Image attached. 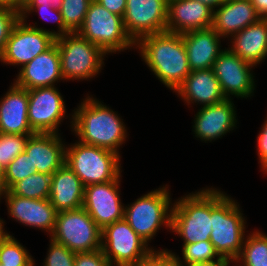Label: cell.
Returning a JSON list of instances; mask_svg holds the SVG:
<instances>
[{
	"label": "cell",
	"mask_w": 267,
	"mask_h": 266,
	"mask_svg": "<svg viewBox=\"0 0 267 266\" xmlns=\"http://www.w3.org/2000/svg\"><path fill=\"white\" fill-rule=\"evenodd\" d=\"M7 191L5 166L0 162V200Z\"/></svg>",
	"instance_id": "cell-43"
},
{
	"label": "cell",
	"mask_w": 267,
	"mask_h": 266,
	"mask_svg": "<svg viewBox=\"0 0 267 266\" xmlns=\"http://www.w3.org/2000/svg\"><path fill=\"white\" fill-rule=\"evenodd\" d=\"M121 157L105 148L76 140L66 145L65 164L79 177L84 187L105 183L121 176Z\"/></svg>",
	"instance_id": "cell-5"
},
{
	"label": "cell",
	"mask_w": 267,
	"mask_h": 266,
	"mask_svg": "<svg viewBox=\"0 0 267 266\" xmlns=\"http://www.w3.org/2000/svg\"><path fill=\"white\" fill-rule=\"evenodd\" d=\"M175 93L188 106L194 103L196 106L213 105L226 99L212 68L191 71Z\"/></svg>",
	"instance_id": "cell-24"
},
{
	"label": "cell",
	"mask_w": 267,
	"mask_h": 266,
	"mask_svg": "<svg viewBox=\"0 0 267 266\" xmlns=\"http://www.w3.org/2000/svg\"><path fill=\"white\" fill-rule=\"evenodd\" d=\"M213 11L196 0H168L166 31L183 34L211 28Z\"/></svg>",
	"instance_id": "cell-20"
},
{
	"label": "cell",
	"mask_w": 267,
	"mask_h": 266,
	"mask_svg": "<svg viewBox=\"0 0 267 266\" xmlns=\"http://www.w3.org/2000/svg\"><path fill=\"white\" fill-rule=\"evenodd\" d=\"M28 0H16V9H20L27 3Z\"/></svg>",
	"instance_id": "cell-48"
},
{
	"label": "cell",
	"mask_w": 267,
	"mask_h": 266,
	"mask_svg": "<svg viewBox=\"0 0 267 266\" xmlns=\"http://www.w3.org/2000/svg\"><path fill=\"white\" fill-rule=\"evenodd\" d=\"M66 113L65 101L56 86L28 90V121L35 133L59 134Z\"/></svg>",
	"instance_id": "cell-12"
},
{
	"label": "cell",
	"mask_w": 267,
	"mask_h": 266,
	"mask_svg": "<svg viewBox=\"0 0 267 266\" xmlns=\"http://www.w3.org/2000/svg\"><path fill=\"white\" fill-rule=\"evenodd\" d=\"M0 263L5 266H35L28 250L11 234L0 237Z\"/></svg>",
	"instance_id": "cell-29"
},
{
	"label": "cell",
	"mask_w": 267,
	"mask_h": 266,
	"mask_svg": "<svg viewBox=\"0 0 267 266\" xmlns=\"http://www.w3.org/2000/svg\"><path fill=\"white\" fill-rule=\"evenodd\" d=\"M169 185L161 186L124 206V219L148 245L164 226L171 230L172 199Z\"/></svg>",
	"instance_id": "cell-6"
},
{
	"label": "cell",
	"mask_w": 267,
	"mask_h": 266,
	"mask_svg": "<svg viewBox=\"0 0 267 266\" xmlns=\"http://www.w3.org/2000/svg\"><path fill=\"white\" fill-rule=\"evenodd\" d=\"M261 18H267V0H250Z\"/></svg>",
	"instance_id": "cell-42"
},
{
	"label": "cell",
	"mask_w": 267,
	"mask_h": 266,
	"mask_svg": "<svg viewBox=\"0 0 267 266\" xmlns=\"http://www.w3.org/2000/svg\"><path fill=\"white\" fill-rule=\"evenodd\" d=\"M7 204L8 215L18 223L52 235L57 211L49 199H29L13 195L9 190L1 197Z\"/></svg>",
	"instance_id": "cell-16"
},
{
	"label": "cell",
	"mask_w": 267,
	"mask_h": 266,
	"mask_svg": "<svg viewBox=\"0 0 267 266\" xmlns=\"http://www.w3.org/2000/svg\"><path fill=\"white\" fill-rule=\"evenodd\" d=\"M170 232L180 236L183 244L210 241L211 187L185 194L173 203Z\"/></svg>",
	"instance_id": "cell-4"
},
{
	"label": "cell",
	"mask_w": 267,
	"mask_h": 266,
	"mask_svg": "<svg viewBox=\"0 0 267 266\" xmlns=\"http://www.w3.org/2000/svg\"><path fill=\"white\" fill-rule=\"evenodd\" d=\"M64 81L61 74L60 56L57 44L54 43L45 52L37 55L19 69L14 83L27 90L37 87H51Z\"/></svg>",
	"instance_id": "cell-18"
},
{
	"label": "cell",
	"mask_w": 267,
	"mask_h": 266,
	"mask_svg": "<svg viewBox=\"0 0 267 266\" xmlns=\"http://www.w3.org/2000/svg\"><path fill=\"white\" fill-rule=\"evenodd\" d=\"M49 200L57 212L83 206L84 185L66 164L52 174Z\"/></svg>",
	"instance_id": "cell-26"
},
{
	"label": "cell",
	"mask_w": 267,
	"mask_h": 266,
	"mask_svg": "<svg viewBox=\"0 0 267 266\" xmlns=\"http://www.w3.org/2000/svg\"><path fill=\"white\" fill-rule=\"evenodd\" d=\"M248 234L245 237L240 254L233 263L236 266H267L266 233L254 230Z\"/></svg>",
	"instance_id": "cell-27"
},
{
	"label": "cell",
	"mask_w": 267,
	"mask_h": 266,
	"mask_svg": "<svg viewBox=\"0 0 267 266\" xmlns=\"http://www.w3.org/2000/svg\"><path fill=\"white\" fill-rule=\"evenodd\" d=\"M168 0H126L123 24L136 43L141 37L166 31Z\"/></svg>",
	"instance_id": "cell-14"
},
{
	"label": "cell",
	"mask_w": 267,
	"mask_h": 266,
	"mask_svg": "<svg viewBox=\"0 0 267 266\" xmlns=\"http://www.w3.org/2000/svg\"><path fill=\"white\" fill-rule=\"evenodd\" d=\"M135 49H139L149 70L173 93L191 72L181 34L168 31L149 34L135 43Z\"/></svg>",
	"instance_id": "cell-2"
},
{
	"label": "cell",
	"mask_w": 267,
	"mask_h": 266,
	"mask_svg": "<svg viewBox=\"0 0 267 266\" xmlns=\"http://www.w3.org/2000/svg\"><path fill=\"white\" fill-rule=\"evenodd\" d=\"M52 175L35 172L15 183L9 191L29 199H49Z\"/></svg>",
	"instance_id": "cell-28"
},
{
	"label": "cell",
	"mask_w": 267,
	"mask_h": 266,
	"mask_svg": "<svg viewBox=\"0 0 267 266\" xmlns=\"http://www.w3.org/2000/svg\"><path fill=\"white\" fill-rule=\"evenodd\" d=\"M108 11L123 17L126 9V0H95Z\"/></svg>",
	"instance_id": "cell-40"
},
{
	"label": "cell",
	"mask_w": 267,
	"mask_h": 266,
	"mask_svg": "<svg viewBox=\"0 0 267 266\" xmlns=\"http://www.w3.org/2000/svg\"><path fill=\"white\" fill-rule=\"evenodd\" d=\"M229 40L233 53L254 66L260 65L267 57V18H260Z\"/></svg>",
	"instance_id": "cell-25"
},
{
	"label": "cell",
	"mask_w": 267,
	"mask_h": 266,
	"mask_svg": "<svg viewBox=\"0 0 267 266\" xmlns=\"http://www.w3.org/2000/svg\"><path fill=\"white\" fill-rule=\"evenodd\" d=\"M182 246V257H179L175 252L166 248L159 249L158 251H166L167 253L174 255L182 266H190L221 258L210 241L194 242L192 244H183Z\"/></svg>",
	"instance_id": "cell-30"
},
{
	"label": "cell",
	"mask_w": 267,
	"mask_h": 266,
	"mask_svg": "<svg viewBox=\"0 0 267 266\" xmlns=\"http://www.w3.org/2000/svg\"><path fill=\"white\" fill-rule=\"evenodd\" d=\"M253 68H255L254 65L242 60L225 47L213 63L212 70L226 99L234 96L242 100L254 95L256 85Z\"/></svg>",
	"instance_id": "cell-13"
},
{
	"label": "cell",
	"mask_w": 267,
	"mask_h": 266,
	"mask_svg": "<svg viewBox=\"0 0 267 266\" xmlns=\"http://www.w3.org/2000/svg\"><path fill=\"white\" fill-rule=\"evenodd\" d=\"M261 130L257 136V154L259 158V162L261 165V171H263L264 175L267 174V118L263 125H261Z\"/></svg>",
	"instance_id": "cell-38"
},
{
	"label": "cell",
	"mask_w": 267,
	"mask_h": 266,
	"mask_svg": "<svg viewBox=\"0 0 267 266\" xmlns=\"http://www.w3.org/2000/svg\"><path fill=\"white\" fill-rule=\"evenodd\" d=\"M77 33L107 55L135 49V42L125 30L123 17L108 11L95 0L90 3L84 23Z\"/></svg>",
	"instance_id": "cell-8"
},
{
	"label": "cell",
	"mask_w": 267,
	"mask_h": 266,
	"mask_svg": "<svg viewBox=\"0 0 267 266\" xmlns=\"http://www.w3.org/2000/svg\"><path fill=\"white\" fill-rule=\"evenodd\" d=\"M101 250L112 266L140 264L158 251L149 247L124 218L102 229Z\"/></svg>",
	"instance_id": "cell-10"
},
{
	"label": "cell",
	"mask_w": 267,
	"mask_h": 266,
	"mask_svg": "<svg viewBox=\"0 0 267 266\" xmlns=\"http://www.w3.org/2000/svg\"><path fill=\"white\" fill-rule=\"evenodd\" d=\"M82 100L69 117L71 131L77 135L79 142L105 148L121 156L119 149L128 138L121 116L92 95L88 94Z\"/></svg>",
	"instance_id": "cell-1"
},
{
	"label": "cell",
	"mask_w": 267,
	"mask_h": 266,
	"mask_svg": "<svg viewBox=\"0 0 267 266\" xmlns=\"http://www.w3.org/2000/svg\"><path fill=\"white\" fill-rule=\"evenodd\" d=\"M261 16L250 0H225L213 11L212 29L224 40L231 38Z\"/></svg>",
	"instance_id": "cell-21"
},
{
	"label": "cell",
	"mask_w": 267,
	"mask_h": 266,
	"mask_svg": "<svg viewBox=\"0 0 267 266\" xmlns=\"http://www.w3.org/2000/svg\"><path fill=\"white\" fill-rule=\"evenodd\" d=\"M47 256L43 266H74L76 253L66 246L56 243L50 238Z\"/></svg>",
	"instance_id": "cell-35"
},
{
	"label": "cell",
	"mask_w": 267,
	"mask_h": 266,
	"mask_svg": "<svg viewBox=\"0 0 267 266\" xmlns=\"http://www.w3.org/2000/svg\"><path fill=\"white\" fill-rule=\"evenodd\" d=\"M33 134L0 133V162L6 167L17 155L24 152L27 140Z\"/></svg>",
	"instance_id": "cell-32"
},
{
	"label": "cell",
	"mask_w": 267,
	"mask_h": 266,
	"mask_svg": "<svg viewBox=\"0 0 267 266\" xmlns=\"http://www.w3.org/2000/svg\"><path fill=\"white\" fill-rule=\"evenodd\" d=\"M243 215L237 201L225 192L211 187L210 242L218 255L230 263L240 254L246 237V218Z\"/></svg>",
	"instance_id": "cell-3"
},
{
	"label": "cell",
	"mask_w": 267,
	"mask_h": 266,
	"mask_svg": "<svg viewBox=\"0 0 267 266\" xmlns=\"http://www.w3.org/2000/svg\"><path fill=\"white\" fill-rule=\"evenodd\" d=\"M105 183L91 184L84 187L83 208L103 229L106 225L124 218V205L121 202V178Z\"/></svg>",
	"instance_id": "cell-15"
},
{
	"label": "cell",
	"mask_w": 267,
	"mask_h": 266,
	"mask_svg": "<svg viewBox=\"0 0 267 266\" xmlns=\"http://www.w3.org/2000/svg\"><path fill=\"white\" fill-rule=\"evenodd\" d=\"M40 13L42 19L47 22L57 23V31H54V37L58 38L60 36H64L66 34L72 33L66 26L63 21L62 14L59 9L53 7H42L41 6H23L20 9V19L26 20L27 17L30 16L31 13Z\"/></svg>",
	"instance_id": "cell-33"
},
{
	"label": "cell",
	"mask_w": 267,
	"mask_h": 266,
	"mask_svg": "<svg viewBox=\"0 0 267 266\" xmlns=\"http://www.w3.org/2000/svg\"><path fill=\"white\" fill-rule=\"evenodd\" d=\"M233 98L225 99L213 105L201 106L198 109L193 124L194 136L201 141L218 140L234 130L237 126V113ZM237 118V119H236Z\"/></svg>",
	"instance_id": "cell-17"
},
{
	"label": "cell",
	"mask_w": 267,
	"mask_h": 266,
	"mask_svg": "<svg viewBox=\"0 0 267 266\" xmlns=\"http://www.w3.org/2000/svg\"><path fill=\"white\" fill-rule=\"evenodd\" d=\"M151 266H182L174 255L166 251H155L151 255Z\"/></svg>",
	"instance_id": "cell-39"
},
{
	"label": "cell",
	"mask_w": 267,
	"mask_h": 266,
	"mask_svg": "<svg viewBox=\"0 0 267 266\" xmlns=\"http://www.w3.org/2000/svg\"><path fill=\"white\" fill-rule=\"evenodd\" d=\"M55 43L64 81H88L99 75L104 68L106 53L77 32L60 36L55 39Z\"/></svg>",
	"instance_id": "cell-7"
},
{
	"label": "cell",
	"mask_w": 267,
	"mask_h": 266,
	"mask_svg": "<svg viewBox=\"0 0 267 266\" xmlns=\"http://www.w3.org/2000/svg\"><path fill=\"white\" fill-rule=\"evenodd\" d=\"M28 154L24 151L17 155L6 167V183L9 190L15 183L34 174Z\"/></svg>",
	"instance_id": "cell-34"
},
{
	"label": "cell",
	"mask_w": 267,
	"mask_h": 266,
	"mask_svg": "<svg viewBox=\"0 0 267 266\" xmlns=\"http://www.w3.org/2000/svg\"><path fill=\"white\" fill-rule=\"evenodd\" d=\"M215 10L225 0H196Z\"/></svg>",
	"instance_id": "cell-45"
},
{
	"label": "cell",
	"mask_w": 267,
	"mask_h": 266,
	"mask_svg": "<svg viewBox=\"0 0 267 266\" xmlns=\"http://www.w3.org/2000/svg\"><path fill=\"white\" fill-rule=\"evenodd\" d=\"M63 0H28L24 6H41L42 7H53L56 9L61 8Z\"/></svg>",
	"instance_id": "cell-41"
},
{
	"label": "cell",
	"mask_w": 267,
	"mask_h": 266,
	"mask_svg": "<svg viewBox=\"0 0 267 266\" xmlns=\"http://www.w3.org/2000/svg\"><path fill=\"white\" fill-rule=\"evenodd\" d=\"M60 134L34 133L29 136L24 151L33 170L52 175L65 164L66 144Z\"/></svg>",
	"instance_id": "cell-19"
},
{
	"label": "cell",
	"mask_w": 267,
	"mask_h": 266,
	"mask_svg": "<svg viewBox=\"0 0 267 266\" xmlns=\"http://www.w3.org/2000/svg\"><path fill=\"white\" fill-rule=\"evenodd\" d=\"M93 0H63L60 13L65 26L72 32H77L83 25L89 5Z\"/></svg>",
	"instance_id": "cell-31"
},
{
	"label": "cell",
	"mask_w": 267,
	"mask_h": 266,
	"mask_svg": "<svg viewBox=\"0 0 267 266\" xmlns=\"http://www.w3.org/2000/svg\"><path fill=\"white\" fill-rule=\"evenodd\" d=\"M50 238L72 252H92L101 249L102 229L82 207L58 212Z\"/></svg>",
	"instance_id": "cell-9"
},
{
	"label": "cell",
	"mask_w": 267,
	"mask_h": 266,
	"mask_svg": "<svg viewBox=\"0 0 267 266\" xmlns=\"http://www.w3.org/2000/svg\"><path fill=\"white\" fill-rule=\"evenodd\" d=\"M230 262L225 258H220L218 260H213L209 262L197 263L190 266H229Z\"/></svg>",
	"instance_id": "cell-44"
},
{
	"label": "cell",
	"mask_w": 267,
	"mask_h": 266,
	"mask_svg": "<svg viewBox=\"0 0 267 266\" xmlns=\"http://www.w3.org/2000/svg\"><path fill=\"white\" fill-rule=\"evenodd\" d=\"M0 5H5L16 9V0H0Z\"/></svg>",
	"instance_id": "cell-46"
},
{
	"label": "cell",
	"mask_w": 267,
	"mask_h": 266,
	"mask_svg": "<svg viewBox=\"0 0 267 266\" xmlns=\"http://www.w3.org/2000/svg\"><path fill=\"white\" fill-rule=\"evenodd\" d=\"M74 266H112L108 259L104 256L101 249L76 253Z\"/></svg>",
	"instance_id": "cell-37"
},
{
	"label": "cell",
	"mask_w": 267,
	"mask_h": 266,
	"mask_svg": "<svg viewBox=\"0 0 267 266\" xmlns=\"http://www.w3.org/2000/svg\"><path fill=\"white\" fill-rule=\"evenodd\" d=\"M19 19V10L0 5V55L3 53L7 40Z\"/></svg>",
	"instance_id": "cell-36"
},
{
	"label": "cell",
	"mask_w": 267,
	"mask_h": 266,
	"mask_svg": "<svg viewBox=\"0 0 267 266\" xmlns=\"http://www.w3.org/2000/svg\"><path fill=\"white\" fill-rule=\"evenodd\" d=\"M11 85L0 98V133L34 134L28 121V90Z\"/></svg>",
	"instance_id": "cell-22"
},
{
	"label": "cell",
	"mask_w": 267,
	"mask_h": 266,
	"mask_svg": "<svg viewBox=\"0 0 267 266\" xmlns=\"http://www.w3.org/2000/svg\"><path fill=\"white\" fill-rule=\"evenodd\" d=\"M191 71L208 70L224 50L221 38L212 28L200 29L181 34Z\"/></svg>",
	"instance_id": "cell-23"
},
{
	"label": "cell",
	"mask_w": 267,
	"mask_h": 266,
	"mask_svg": "<svg viewBox=\"0 0 267 266\" xmlns=\"http://www.w3.org/2000/svg\"><path fill=\"white\" fill-rule=\"evenodd\" d=\"M4 223L5 221L3 219L0 218V237L3 235V234H10V232H7L4 228Z\"/></svg>",
	"instance_id": "cell-47"
},
{
	"label": "cell",
	"mask_w": 267,
	"mask_h": 266,
	"mask_svg": "<svg viewBox=\"0 0 267 266\" xmlns=\"http://www.w3.org/2000/svg\"><path fill=\"white\" fill-rule=\"evenodd\" d=\"M54 29L48 30L19 19L15 24L0 61L6 65L20 66L29 63L37 55L45 52L55 43Z\"/></svg>",
	"instance_id": "cell-11"
},
{
	"label": "cell",
	"mask_w": 267,
	"mask_h": 266,
	"mask_svg": "<svg viewBox=\"0 0 267 266\" xmlns=\"http://www.w3.org/2000/svg\"><path fill=\"white\" fill-rule=\"evenodd\" d=\"M127 266H151V256L146 262L140 263V264H134V265H127Z\"/></svg>",
	"instance_id": "cell-49"
}]
</instances>
